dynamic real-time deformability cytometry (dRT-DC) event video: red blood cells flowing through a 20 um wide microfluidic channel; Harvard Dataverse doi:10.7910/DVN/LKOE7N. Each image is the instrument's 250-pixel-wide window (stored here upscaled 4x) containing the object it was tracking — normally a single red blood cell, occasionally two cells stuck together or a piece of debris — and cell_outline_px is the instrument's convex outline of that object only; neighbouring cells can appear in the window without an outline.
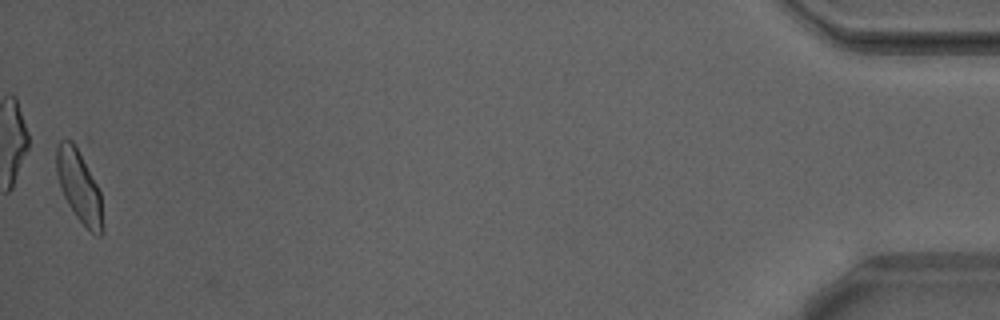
{"species": "Egyptian fruit bat (a non-hibernating species)", "species_latin": "Rousettus aegyptiacus", "temperature_condition": "warm", "stored_images_in_passage": 52, "camera_frame_rate_fps": 3000, "um_per_image_px": 0.085, "animal": {"sex": "male"}, "frame": {"image": 1, "passage_image": 52, "time_ms": 17.0, "image_size_px": [1000, 320], "cell_outline_px": [[104, 232], [100, 236], [96, 236], [76, 216], [68, 204], [60, 188], [56, 172], [56, 148], [60, 140], [64, 136], [72, 140], [96, 184], [100, 192], [104, 228]], "centroid_in_image_um": [6.71, 15.85], "position_along_channel_um": 428.5, "area_um2": 19.19}, "authors_computed_cell_mechanics": {"area_um2": 19.9699, "velocity_mm_per_s": 3.8587, "shape_relaxation_time_tau1_ms": null, "shape_relaxation_time_tau2_ms": 1.1571, "deformation_change_tau1": null, "deformation_change_tau2": 0.0476}}